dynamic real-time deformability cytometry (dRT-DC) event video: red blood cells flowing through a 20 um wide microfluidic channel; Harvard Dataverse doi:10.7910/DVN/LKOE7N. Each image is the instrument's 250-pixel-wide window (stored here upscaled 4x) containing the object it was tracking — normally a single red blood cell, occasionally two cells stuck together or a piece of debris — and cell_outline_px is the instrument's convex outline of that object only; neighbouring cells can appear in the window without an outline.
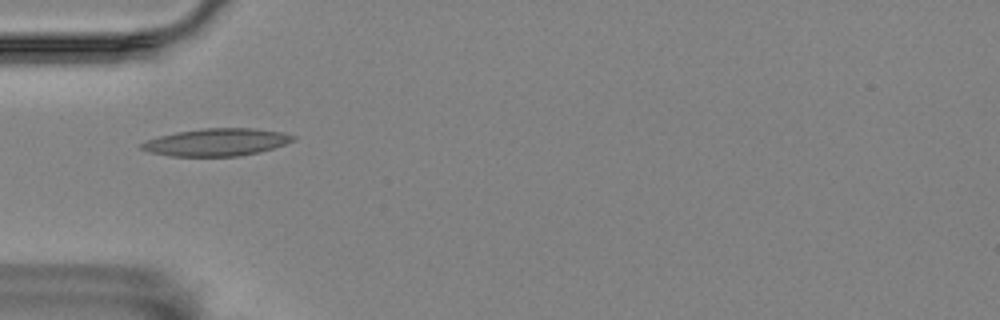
{"species": "Egyptian fruit bat (a non-hibernating species)", "species_latin": "Rousettus aegyptiacus", "temperature_condition": "room temperature", "stored_images_in_passage": 41, "camera_frame_rate_fps": 3000, "um_per_image_px": 0.085, "animal": {"sex": "female"}, "frame": {"image": 1, "passage_image": 2, "time_ms": 0.333, "image_size_px": [1000, 320], "cell_outline_px": [[296, 140], [260, 152], [240, 156], [168, 156], [148, 152], [140, 148], [140, 144], [148, 140], [160, 136], [176, 132], [204, 128], [256, 128], [284, 132], [296, 136]], "centroid_in_image_um": [18.43, 12.08], "position_along_channel_um": 66.6, "area_um2": 24.33}}
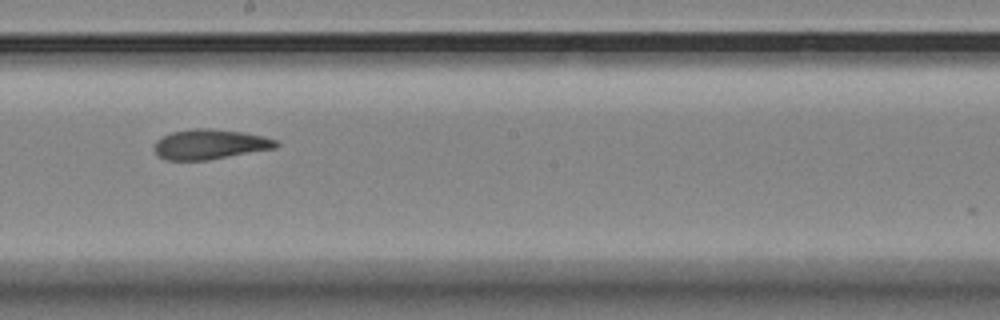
{"frame": {"image": 2, "passage_image": 16, "time_ms": 5.0, "image_size_px": [1000, 320], "cell_outline_px": [[280, 144], [276, 148], [208, 160], [164, 160], [152, 148], [156, 140], [172, 132], [192, 128], [212, 128], [240, 132], [260, 136], [276, 140]], "centroid_in_image_um": [17.81, 12.27], "position_along_channel_um": 230.4, "area_um2": 21.21}}
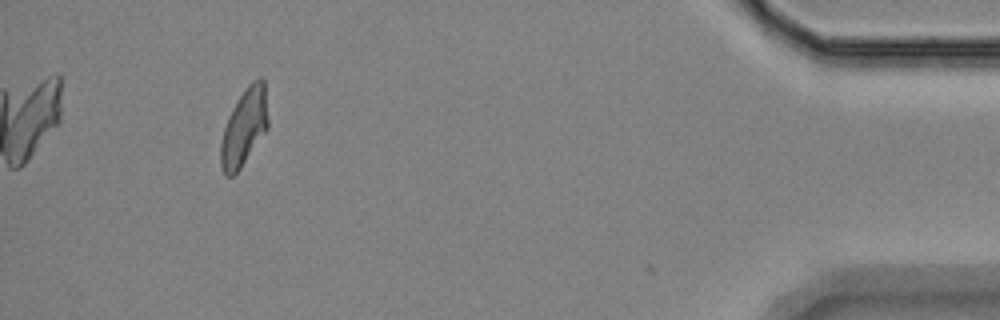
{"frame": {"image": 3, "passage_image": 37, "time_ms": 12.0, "image_size_px": [1000, 320], "cell_outline_px": [[268, 128], [240, 168], [232, 176], [228, 176], [224, 172], [220, 164], [220, 144], [224, 128], [228, 116], [232, 108], [248, 84], [252, 80], [260, 76], [264, 80], [268, 120]], "centroid_in_image_um": [20.75, 10.79], "position_along_channel_um": 414.4, "area_um2": 21.04}, "authors_computed_cell_mechanics": {"area_um2": 21.3282, "velocity_mm_per_s": 3.5045, "shape_relaxation_time_tau1_ms": null, "shape_relaxation_time_tau2_ms": 4.6414, "deformation_change_tau1": null, "deformation_change_tau2": 0.1268}}